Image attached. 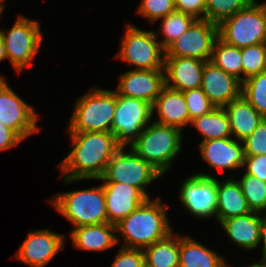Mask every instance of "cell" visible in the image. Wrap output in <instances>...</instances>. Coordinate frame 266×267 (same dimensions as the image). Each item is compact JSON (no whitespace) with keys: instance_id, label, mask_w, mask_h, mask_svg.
<instances>
[{"instance_id":"obj_30","label":"cell","mask_w":266,"mask_h":267,"mask_svg":"<svg viewBox=\"0 0 266 267\" xmlns=\"http://www.w3.org/2000/svg\"><path fill=\"white\" fill-rule=\"evenodd\" d=\"M239 182L242 193L246 198L251 211H266V181L260 180L253 175L243 173Z\"/></svg>"},{"instance_id":"obj_33","label":"cell","mask_w":266,"mask_h":267,"mask_svg":"<svg viewBox=\"0 0 266 267\" xmlns=\"http://www.w3.org/2000/svg\"><path fill=\"white\" fill-rule=\"evenodd\" d=\"M243 81L250 76L266 72V52L262 43L241 48Z\"/></svg>"},{"instance_id":"obj_27","label":"cell","mask_w":266,"mask_h":267,"mask_svg":"<svg viewBox=\"0 0 266 267\" xmlns=\"http://www.w3.org/2000/svg\"><path fill=\"white\" fill-rule=\"evenodd\" d=\"M197 131L203 136V141L232 137L229 117L224 108L214 107L208 114L191 121Z\"/></svg>"},{"instance_id":"obj_8","label":"cell","mask_w":266,"mask_h":267,"mask_svg":"<svg viewBox=\"0 0 266 267\" xmlns=\"http://www.w3.org/2000/svg\"><path fill=\"white\" fill-rule=\"evenodd\" d=\"M40 23L23 15H18L11 29H0L7 58L16 72L21 74L39 53L43 41Z\"/></svg>"},{"instance_id":"obj_11","label":"cell","mask_w":266,"mask_h":267,"mask_svg":"<svg viewBox=\"0 0 266 267\" xmlns=\"http://www.w3.org/2000/svg\"><path fill=\"white\" fill-rule=\"evenodd\" d=\"M179 198L187 212L199 219L217 216V178L195 173L183 181Z\"/></svg>"},{"instance_id":"obj_46","label":"cell","mask_w":266,"mask_h":267,"mask_svg":"<svg viewBox=\"0 0 266 267\" xmlns=\"http://www.w3.org/2000/svg\"><path fill=\"white\" fill-rule=\"evenodd\" d=\"M5 1H6V0H0V2H1L4 6H6V5H5Z\"/></svg>"},{"instance_id":"obj_15","label":"cell","mask_w":266,"mask_h":267,"mask_svg":"<svg viewBox=\"0 0 266 267\" xmlns=\"http://www.w3.org/2000/svg\"><path fill=\"white\" fill-rule=\"evenodd\" d=\"M165 86L164 70L131 69L121 74L117 89L119 95L155 102Z\"/></svg>"},{"instance_id":"obj_19","label":"cell","mask_w":266,"mask_h":267,"mask_svg":"<svg viewBox=\"0 0 266 267\" xmlns=\"http://www.w3.org/2000/svg\"><path fill=\"white\" fill-rule=\"evenodd\" d=\"M205 62L196 58L165 57V85L181 92L200 88Z\"/></svg>"},{"instance_id":"obj_26","label":"cell","mask_w":266,"mask_h":267,"mask_svg":"<svg viewBox=\"0 0 266 267\" xmlns=\"http://www.w3.org/2000/svg\"><path fill=\"white\" fill-rule=\"evenodd\" d=\"M145 263L150 267H179V234L166 238L143 249Z\"/></svg>"},{"instance_id":"obj_41","label":"cell","mask_w":266,"mask_h":267,"mask_svg":"<svg viewBox=\"0 0 266 267\" xmlns=\"http://www.w3.org/2000/svg\"><path fill=\"white\" fill-rule=\"evenodd\" d=\"M262 213V214H261ZM264 214V215H263ZM260 243L263 242L262 258H266V211L260 212Z\"/></svg>"},{"instance_id":"obj_17","label":"cell","mask_w":266,"mask_h":267,"mask_svg":"<svg viewBox=\"0 0 266 267\" xmlns=\"http://www.w3.org/2000/svg\"><path fill=\"white\" fill-rule=\"evenodd\" d=\"M199 149L202 159L215 170L222 172L243 167L245 154L242 141L232 137L212 139L200 142Z\"/></svg>"},{"instance_id":"obj_23","label":"cell","mask_w":266,"mask_h":267,"mask_svg":"<svg viewBox=\"0 0 266 267\" xmlns=\"http://www.w3.org/2000/svg\"><path fill=\"white\" fill-rule=\"evenodd\" d=\"M225 181L217 179V222L227 220L251 211L242 193L237 179L227 178Z\"/></svg>"},{"instance_id":"obj_16","label":"cell","mask_w":266,"mask_h":267,"mask_svg":"<svg viewBox=\"0 0 266 267\" xmlns=\"http://www.w3.org/2000/svg\"><path fill=\"white\" fill-rule=\"evenodd\" d=\"M201 89L214 107L224 108L232 100L242 95V82L217 67L211 61H206Z\"/></svg>"},{"instance_id":"obj_5","label":"cell","mask_w":266,"mask_h":267,"mask_svg":"<svg viewBox=\"0 0 266 267\" xmlns=\"http://www.w3.org/2000/svg\"><path fill=\"white\" fill-rule=\"evenodd\" d=\"M77 98L68 132H111L116 109V91L93 87Z\"/></svg>"},{"instance_id":"obj_22","label":"cell","mask_w":266,"mask_h":267,"mask_svg":"<svg viewBox=\"0 0 266 267\" xmlns=\"http://www.w3.org/2000/svg\"><path fill=\"white\" fill-rule=\"evenodd\" d=\"M219 224L236 246L246 250L259 246L261 228L259 212L252 211L221 221Z\"/></svg>"},{"instance_id":"obj_37","label":"cell","mask_w":266,"mask_h":267,"mask_svg":"<svg viewBox=\"0 0 266 267\" xmlns=\"http://www.w3.org/2000/svg\"><path fill=\"white\" fill-rule=\"evenodd\" d=\"M110 267H142L145 263L143 249L121 247Z\"/></svg>"},{"instance_id":"obj_34","label":"cell","mask_w":266,"mask_h":267,"mask_svg":"<svg viewBox=\"0 0 266 267\" xmlns=\"http://www.w3.org/2000/svg\"><path fill=\"white\" fill-rule=\"evenodd\" d=\"M175 10V0H141L137 13L155 23Z\"/></svg>"},{"instance_id":"obj_13","label":"cell","mask_w":266,"mask_h":267,"mask_svg":"<svg viewBox=\"0 0 266 267\" xmlns=\"http://www.w3.org/2000/svg\"><path fill=\"white\" fill-rule=\"evenodd\" d=\"M38 115L9 87L5 79H0V123L13 129L23 140L30 139L31 134L39 131Z\"/></svg>"},{"instance_id":"obj_38","label":"cell","mask_w":266,"mask_h":267,"mask_svg":"<svg viewBox=\"0 0 266 267\" xmlns=\"http://www.w3.org/2000/svg\"><path fill=\"white\" fill-rule=\"evenodd\" d=\"M243 168L246 174L266 181V154L258 156H245Z\"/></svg>"},{"instance_id":"obj_31","label":"cell","mask_w":266,"mask_h":267,"mask_svg":"<svg viewBox=\"0 0 266 267\" xmlns=\"http://www.w3.org/2000/svg\"><path fill=\"white\" fill-rule=\"evenodd\" d=\"M255 0H206L205 19L220 25L225 19L248 7Z\"/></svg>"},{"instance_id":"obj_47","label":"cell","mask_w":266,"mask_h":267,"mask_svg":"<svg viewBox=\"0 0 266 267\" xmlns=\"http://www.w3.org/2000/svg\"><path fill=\"white\" fill-rule=\"evenodd\" d=\"M142 267H150V266H148L146 263H144V265Z\"/></svg>"},{"instance_id":"obj_48","label":"cell","mask_w":266,"mask_h":267,"mask_svg":"<svg viewBox=\"0 0 266 267\" xmlns=\"http://www.w3.org/2000/svg\"><path fill=\"white\" fill-rule=\"evenodd\" d=\"M0 79H5V77L3 75H0Z\"/></svg>"},{"instance_id":"obj_20","label":"cell","mask_w":266,"mask_h":267,"mask_svg":"<svg viewBox=\"0 0 266 267\" xmlns=\"http://www.w3.org/2000/svg\"><path fill=\"white\" fill-rule=\"evenodd\" d=\"M158 115L155 122L162 125L183 129L191 124L190 114L183 92L164 86L160 95L152 104V115Z\"/></svg>"},{"instance_id":"obj_2","label":"cell","mask_w":266,"mask_h":267,"mask_svg":"<svg viewBox=\"0 0 266 267\" xmlns=\"http://www.w3.org/2000/svg\"><path fill=\"white\" fill-rule=\"evenodd\" d=\"M167 208L168 204H163L160 197L146 199L135 211L116 224V233L121 234L125 240L121 247L144 249L172 233Z\"/></svg>"},{"instance_id":"obj_44","label":"cell","mask_w":266,"mask_h":267,"mask_svg":"<svg viewBox=\"0 0 266 267\" xmlns=\"http://www.w3.org/2000/svg\"><path fill=\"white\" fill-rule=\"evenodd\" d=\"M262 45H263V48L265 49V52H266V35L263 38Z\"/></svg>"},{"instance_id":"obj_14","label":"cell","mask_w":266,"mask_h":267,"mask_svg":"<svg viewBox=\"0 0 266 267\" xmlns=\"http://www.w3.org/2000/svg\"><path fill=\"white\" fill-rule=\"evenodd\" d=\"M65 237L48 229L32 230L17 250L16 259L30 267H44L65 247Z\"/></svg>"},{"instance_id":"obj_43","label":"cell","mask_w":266,"mask_h":267,"mask_svg":"<svg viewBox=\"0 0 266 267\" xmlns=\"http://www.w3.org/2000/svg\"><path fill=\"white\" fill-rule=\"evenodd\" d=\"M228 267H231L229 266V263H228ZM244 267V266H242ZM245 267H266V258H262L260 259V261H258L257 263H253L251 265H248V266H245Z\"/></svg>"},{"instance_id":"obj_29","label":"cell","mask_w":266,"mask_h":267,"mask_svg":"<svg viewBox=\"0 0 266 267\" xmlns=\"http://www.w3.org/2000/svg\"><path fill=\"white\" fill-rule=\"evenodd\" d=\"M195 20L194 16L175 10L161 18V30L154 32L157 37H159V34L164 36L159 42L166 49L171 43L181 37Z\"/></svg>"},{"instance_id":"obj_28","label":"cell","mask_w":266,"mask_h":267,"mask_svg":"<svg viewBox=\"0 0 266 267\" xmlns=\"http://www.w3.org/2000/svg\"><path fill=\"white\" fill-rule=\"evenodd\" d=\"M210 61L243 82L241 48L226 44L218 37L214 42Z\"/></svg>"},{"instance_id":"obj_7","label":"cell","mask_w":266,"mask_h":267,"mask_svg":"<svg viewBox=\"0 0 266 267\" xmlns=\"http://www.w3.org/2000/svg\"><path fill=\"white\" fill-rule=\"evenodd\" d=\"M115 58L124 60L134 69L164 70L165 49L154 31H144L126 24V31Z\"/></svg>"},{"instance_id":"obj_6","label":"cell","mask_w":266,"mask_h":267,"mask_svg":"<svg viewBox=\"0 0 266 267\" xmlns=\"http://www.w3.org/2000/svg\"><path fill=\"white\" fill-rule=\"evenodd\" d=\"M265 35L266 5L257 0L218 25V37L238 48L260 44Z\"/></svg>"},{"instance_id":"obj_24","label":"cell","mask_w":266,"mask_h":267,"mask_svg":"<svg viewBox=\"0 0 266 267\" xmlns=\"http://www.w3.org/2000/svg\"><path fill=\"white\" fill-rule=\"evenodd\" d=\"M224 109L229 117L232 136L238 141L245 140L264 119L243 95L232 100Z\"/></svg>"},{"instance_id":"obj_35","label":"cell","mask_w":266,"mask_h":267,"mask_svg":"<svg viewBox=\"0 0 266 267\" xmlns=\"http://www.w3.org/2000/svg\"><path fill=\"white\" fill-rule=\"evenodd\" d=\"M183 95L190 114V121L208 114L214 108L201 87L184 91Z\"/></svg>"},{"instance_id":"obj_42","label":"cell","mask_w":266,"mask_h":267,"mask_svg":"<svg viewBox=\"0 0 266 267\" xmlns=\"http://www.w3.org/2000/svg\"><path fill=\"white\" fill-rule=\"evenodd\" d=\"M3 12H4L3 10L0 11V17H1ZM5 59H8V58H7V55H6L4 42H3L2 36L0 34V61H3Z\"/></svg>"},{"instance_id":"obj_39","label":"cell","mask_w":266,"mask_h":267,"mask_svg":"<svg viewBox=\"0 0 266 267\" xmlns=\"http://www.w3.org/2000/svg\"><path fill=\"white\" fill-rule=\"evenodd\" d=\"M177 11L187 13L196 19H205L206 0H175Z\"/></svg>"},{"instance_id":"obj_9","label":"cell","mask_w":266,"mask_h":267,"mask_svg":"<svg viewBox=\"0 0 266 267\" xmlns=\"http://www.w3.org/2000/svg\"><path fill=\"white\" fill-rule=\"evenodd\" d=\"M125 148L122 146L114 154L106 165L103 176L98 180L129 184L136 187L147 199H150L146 189L162 174L132 149L127 152Z\"/></svg>"},{"instance_id":"obj_10","label":"cell","mask_w":266,"mask_h":267,"mask_svg":"<svg viewBox=\"0 0 266 267\" xmlns=\"http://www.w3.org/2000/svg\"><path fill=\"white\" fill-rule=\"evenodd\" d=\"M152 105L146 101L119 95L111 132L121 146L131 145L152 121Z\"/></svg>"},{"instance_id":"obj_1","label":"cell","mask_w":266,"mask_h":267,"mask_svg":"<svg viewBox=\"0 0 266 267\" xmlns=\"http://www.w3.org/2000/svg\"><path fill=\"white\" fill-rule=\"evenodd\" d=\"M73 148L58 166L65 183L100 179L106 165L122 147L112 132H68ZM65 175V176H64Z\"/></svg>"},{"instance_id":"obj_3","label":"cell","mask_w":266,"mask_h":267,"mask_svg":"<svg viewBox=\"0 0 266 267\" xmlns=\"http://www.w3.org/2000/svg\"><path fill=\"white\" fill-rule=\"evenodd\" d=\"M182 131L173 126L150 122L129 147L164 175L182 149Z\"/></svg>"},{"instance_id":"obj_21","label":"cell","mask_w":266,"mask_h":267,"mask_svg":"<svg viewBox=\"0 0 266 267\" xmlns=\"http://www.w3.org/2000/svg\"><path fill=\"white\" fill-rule=\"evenodd\" d=\"M73 246L84 251H105L118 245L121 238L116 233V225L102 223L75 227L70 232Z\"/></svg>"},{"instance_id":"obj_25","label":"cell","mask_w":266,"mask_h":267,"mask_svg":"<svg viewBox=\"0 0 266 267\" xmlns=\"http://www.w3.org/2000/svg\"><path fill=\"white\" fill-rule=\"evenodd\" d=\"M226 262L217 251L179 234V267H228Z\"/></svg>"},{"instance_id":"obj_45","label":"cell","mask_w":266,"mask_h":267,"mask_svg":"<svg viewBox=\"0 0 266 267\" xmlns=\"http://www.w3.org/2000/svg\"><path fill=\"white\" fill-rule=\"evenodd\" d=\"M5 7H6V6H4V5L0 2V11H1V10H5Z\"/></svg>"},{"instance_id":"obj_12","label":"cell","mask_w":266,"mask_h":267,"mask_svg":"<svg viewBox=\"0 0 266 267\" xmlns=\"http://www.w3.org/2000/svg\"><path fill=\"white\" fill-rule=\"evenodd\" d=\"M218 25L206 19H196L189 29L165 49V57L196 58L210 61Z\"/></svg>"},{"instance_id":"obj_40","label":"cell","mask_w":266,"mask_h":267,"mask_svg":"<svg viewBox=\"0 0 266 267\" xmlns=\"http://www.w3.org/2000/svg\"><path fill=\"white\" fill-rule=\"evenodd\" d=\"M23 139L11 128L0 123V152L17 146Z\"/></svg>"},{"instance_id":"obj_32","label":"cell","mask_w":266,"mask_h":267,"mask_svg":"<svg viewBox=\"0 0 266 267\" xmlns=\"http://www.w3.org/2000/svg\"><path fill=\"white\" fill-rule=\"evenodd\" d=\"M242 95L265 118L266 72L245 79L242 82Z\"/></svg>"},{"instance_id":"obj_18","label":"cell","mask_w":266,"mask_h":267,"mask_svg":"<svg viewBox=\"0 0 266 267\" xmlns=\"http://www.w3.org/2000/svg\"><path fill=\"white\" fill-rule=\"evenodd\" d=\"M108 223L118 224L135 211L147 198L134 186L103 182Z\"/></svg>"},{"instance_id":"obj_36","label":"cell","mask_w":266,"mask_h":267,"mask_svg":"<svg viewBox=\"0 0 266 267\" xmlns=\"http://www.w3.org/2000/svg\"><path fill=\"white\" fill-rule=\"evenodd\" d=\"M242 142L245 156L266 154V119L264 118L257 128Z\"/></svg>"},{"instance_id":"obj_4","label":"cell","mask_w":266,"mask_h":267,"mask_svg":"<svg viewBox=\"0 0 266 267\" xmlns=\"http://www.w3.org/2000/svg\"><path fill=\"white\" fill-rule=\"evenodd\" d=\"M50 204L75 227L107 223L103 185L58 193Z\"/></svg>"}]
</instances>
